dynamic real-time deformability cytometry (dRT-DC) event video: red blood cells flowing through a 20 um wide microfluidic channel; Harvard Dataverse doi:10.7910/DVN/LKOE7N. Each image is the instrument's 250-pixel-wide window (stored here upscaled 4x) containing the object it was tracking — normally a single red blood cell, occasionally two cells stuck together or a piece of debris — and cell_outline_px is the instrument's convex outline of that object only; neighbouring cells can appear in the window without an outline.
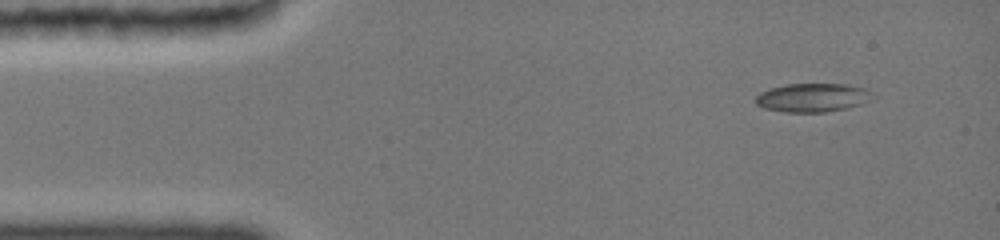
{"species": "common noctule bat (a hibernating species)", "species_latin": "Nyctalus noctula", "temperature_condition": "cold", "stored_images_in_passage": 4, "camera_frame_rate_fps": 3000, "um_per_image_px": 0.085, "animal": {"sex": "female", "body_mass_g": 19.0, "forearm_length_mm": 51.5}, "frame": {"image": 1, "passage_image": 1, "time_ms": 0.0, "image_size_px": [1000, 240], "cell_outline_px": [[876, 96], [872, 100], [860, 104], [820, 112], [788, 112], [768, 108], [756, 104], [752, 100], [760, 92], [768, 88], [784, 84], [848, 84], [868, 88]], "centroid_in_image_um": [69.08, 8.26], "position_along_channel_um": 15.9, "area_um2": 19.54}}
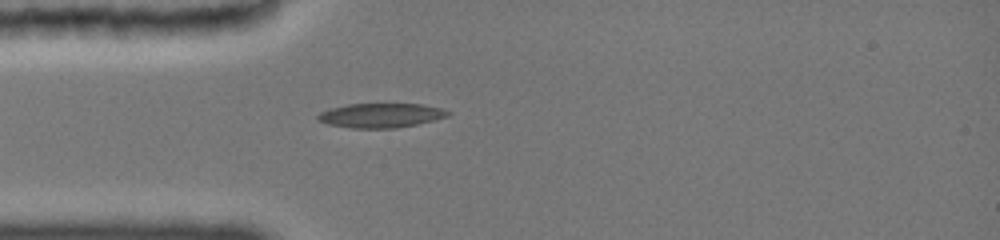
{"frame": {"image": 2, "passage_image": 4, "time_ms": 3.0, "image_size_px": [1000, 240], "cell_outline_px": [[448, 112], [444, 116], [432, 120], [416, 124], [392, 128], [352, 128], [328, 124], [320, 120], [316, 116], [320, 112], [332, 108], [348, 104], [420, 104], [440, 108]], "centroid_in_image_um": [32.29, 9.81], "position_along_channel_um": 52.7, "area_um2": 17.92}}